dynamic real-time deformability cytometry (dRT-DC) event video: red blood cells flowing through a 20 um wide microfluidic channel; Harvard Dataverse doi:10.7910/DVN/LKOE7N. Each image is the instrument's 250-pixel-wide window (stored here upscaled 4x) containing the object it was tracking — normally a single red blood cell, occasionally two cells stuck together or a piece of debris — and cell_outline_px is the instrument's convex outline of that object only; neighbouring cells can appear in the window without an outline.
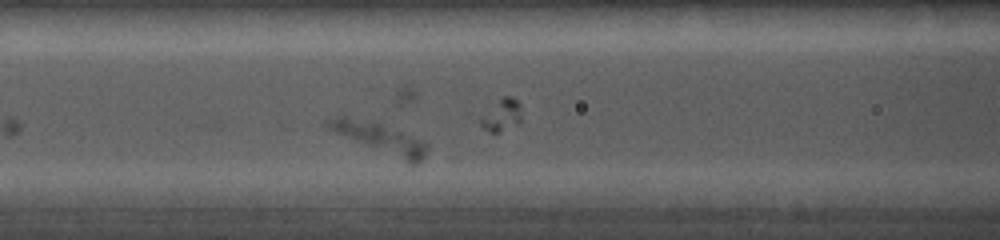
{"species": "common noctule bat (a hibernating species)", "species_latin": "Nyctalus noctula", "temperature_condition": "cold", "stored_images_in_passage": 21, "camera_frame_rate_fps": 5000, "um_per_image_px": 0.085, "animal": {"sex": "female", "body_mass_g": 19.0, "forearm_length_mm": 56.7}, "frame": {"image": 1, "passage_image": 6, "time_ms": 2.6, "image_size_px": [1000, 240], "cell_outline_px": [[428, 148], [424, 156], [416, 164], [408, 164], [336, 132], [328, 128], [324, 124], [324, 120], [340, 116], [348, 116], [372, 120], [424, 140], [428, 144]], "centroid_in_image_um": [32.33, 11.72], "position_along_channel_um": 134.3, "area_um2": 17.51}}
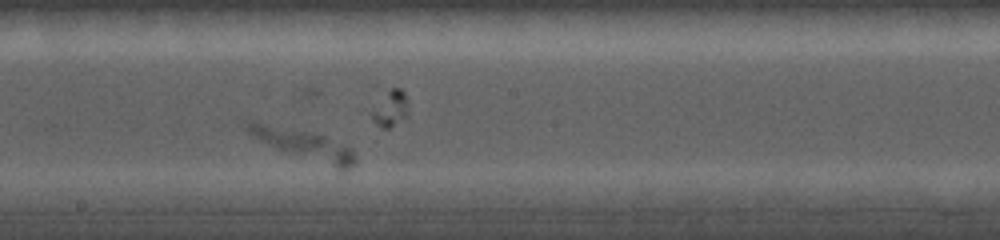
{"frame": {"image": 2, "passage_image": 10, "time_ms": 4.8, "image_size_px": [1000, 240], "cell_outline_px": [[356, 164], [352, 168], [336, 168], [280, 148], [248, 132], [244, 128], [252, 120], [316, 132], [344, 144], [352, 148], [356, 156]], "centroid_in_image_um": [25.94, 12.23], "position_along_channel_um": 222.3, "area_um2": 18.09}}
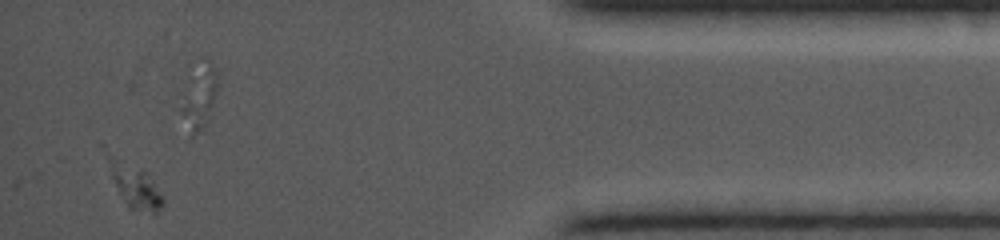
{"frame": {"image": 3, "passage_image": 21, "time_ms": 10.8, "image_size_px": [1000, 240], "cell_outline_px": [[164, 204], [156, 212], [152, 212], [128, 208], [112, 176], [108, 160], [108, 152], [140, 168], [144, 172], [164, 200]], "centroid_in_image_um": [11.45, 15.79], "position_along_channel_um": 423.8, "area_um2": 12.83}}